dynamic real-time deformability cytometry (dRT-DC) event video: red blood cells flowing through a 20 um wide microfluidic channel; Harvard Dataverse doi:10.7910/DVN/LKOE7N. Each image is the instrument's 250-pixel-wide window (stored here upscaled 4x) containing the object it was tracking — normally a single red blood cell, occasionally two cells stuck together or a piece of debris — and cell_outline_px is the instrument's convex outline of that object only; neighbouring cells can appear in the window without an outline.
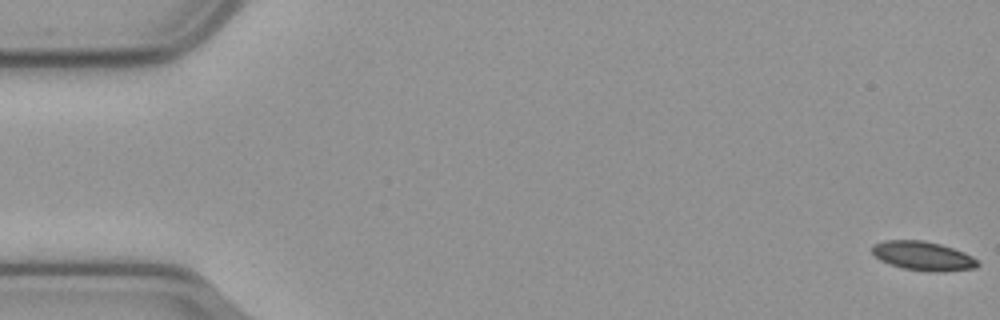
{"species": "common noctule bat (a hibernating species)", "species_latin": "Nyctalus noctula", "temperature_condition": "cold", "stored_images_in_passage": 59, "camera_frame_rate_fps": 3000, "um_per_image_px": 0.085, "animal": {"sex": "male", "body_mass_g": 23.1, "forearm_length_mm": 52.7}, "frame": {"image": 1, "passage_image": 1, "time_ms": 0.0, "image_size_px": [1000, 320], "cell_outline_px": [[980, 264], [976, 268], [944, 272], [932, 272], [904, 268], [880, 260], [872, 252], [872, 244], [884, 240], [924, 240], [940, 244], [964, 252], [972, 256]], "centroid_in_image_um": [78.47, 21.75], "position_along_channel_um": 6.5, "area_um2": 17.86}}
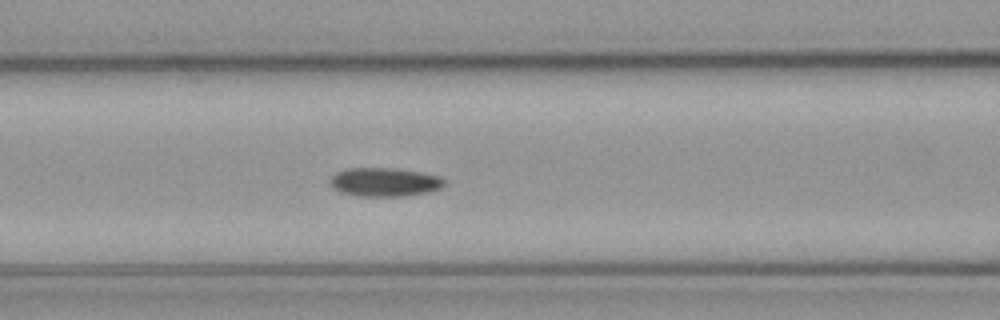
{"frame": {"image": 2, "passage_image": 24, "time_ms": 7.667, "image_size_px": [1000, 320], "cell_outline_px": [[444, 184], [440, 188], [432, 192], [404, 196], [360, 196], [340, 192], [332, 188], [332, 176], [336, 172], [348, 168], [396, 168], [420, 172], [440, 176], [444, 180]], "centroid_in_image_um": [32.71, 15.48], "position_along_channel_um": 133.9, "area_um2": 19.13}}
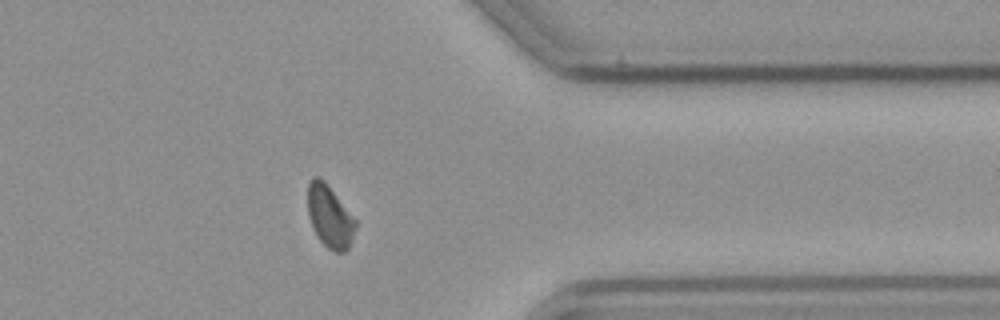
{"frame": {"image": 3, "passage_image": 46, "time_ms": 15.0, "image_size_px": [1000, 320], "cell_outline_px": [[356, 228], [352, 240], [348, 248], [344, 252], [336, 252], [328, 248], [316, 236], [312, 228], [308, 216], [308, 184], [312, 176], [316, 176], [324, 180], [356, 220]], "centroid_in_image_um": [28.01, 18.41], "position_along_channel_um": 383.4, "area_um2": 17.34}, "authors_computed_cell_mechanics": {"area_um2": 18.1492, "velocity_mm_per_s": 3.5973, "shape_relaxation_time_tau1_ms": 3.8468, "shape_relaxation_time_tau2_ms": null, "deformation_change_tau1": 0.11, "deformation_change_tau2": null}}